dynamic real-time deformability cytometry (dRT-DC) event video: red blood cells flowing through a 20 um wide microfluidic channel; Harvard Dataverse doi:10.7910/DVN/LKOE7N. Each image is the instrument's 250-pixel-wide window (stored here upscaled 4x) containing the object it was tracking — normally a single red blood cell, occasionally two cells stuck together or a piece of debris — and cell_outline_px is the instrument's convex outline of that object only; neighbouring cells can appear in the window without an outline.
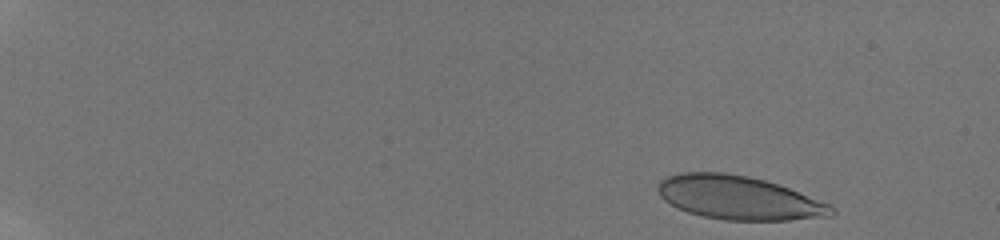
{"species": "human", "species_latin": "Homo sapiens", "temperature_condition": "room temperature", "stored_images_in_passage": 26, "camera_frame_rate_fps": 3000, "um_per_image_px": 0.085, "donor": {"sex": "male"}, "frame": {"image": 1, "passage_image": 5, "time_ms": 0.667, "image_size_px": [1000, 240], "cell_outline_px": [[836, 212], [832, 216], [788, 220], [724, 220], [704, 216], [688, 212], [676, 208], [664, 200], [660, 196], [656, 188], [656, 184], [660, 180], [668, 176], [680, 172], [724, 172], [748, 176], [764, 180], [788, 188], [828, 204]], "centroid_in_image_um": [62.72, 16.8], "position_along_channel_um": 22.3, "area_um2": 43.99}}
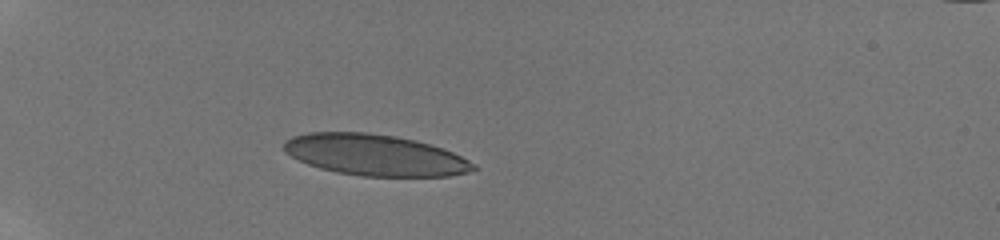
{"frame": {"image": 2, "passage_image": 23, "time_ms": 4.667, "image_size_px": [1000, 240], "cell_outline_px": [[476, 168], [468, 172], [448, 176], [360, 176], [336, 172], [320, 168], [308, 164], [284, 152], [284, 140], [292, 136], [308, 132], [368, 132], [396, 136], [416, 140], [452, 152], [476, 164]], "centroid_in_image_um": [31.84, 13.17], "position_along_channel_um": 53.2, "area_um2": 45.37}}